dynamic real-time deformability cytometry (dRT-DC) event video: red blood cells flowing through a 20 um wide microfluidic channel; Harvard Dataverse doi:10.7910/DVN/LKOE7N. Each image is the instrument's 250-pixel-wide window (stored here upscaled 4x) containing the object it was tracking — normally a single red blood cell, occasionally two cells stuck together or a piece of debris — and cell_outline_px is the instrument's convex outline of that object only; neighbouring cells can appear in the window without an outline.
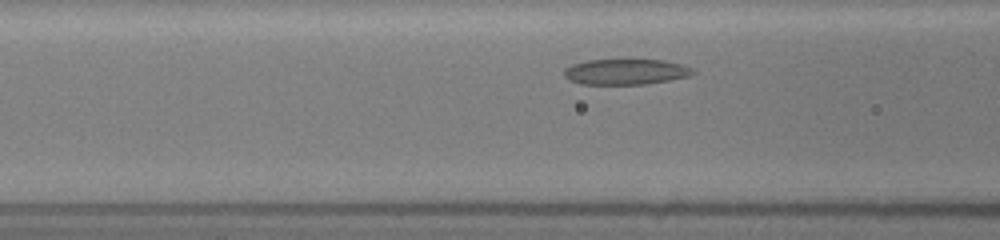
{"species": "common noctule bat (a hibernating species)", "species_latin": "Nyctalus noctula", "temperature_condition": "room temperature", "stored_images_in_passage": 22, "camera_frame_rate_fps": 3000, "um_per_image_px": 0.085, "animal": {"sex": "female", "body_mass_g": 19.5, "forearm_length_mm": 54.1}, "frame": {"image": 1, "passage_image": 4, "time_ms": 1.333, "image_size_px": [1000, 240], "cell_outline_px": [[696, 72], [688, 76], [668, 80], [644, 84], [580, 84], [568, 80], [564, 76], [564, 68], [572, 64], [588, 60], [664, 60], [684, 64], [692, 68]], "centroid_in_image_um": [53.17, 6.1], "position_along_channel_um": 113.4, "area_um2": 19.25}}
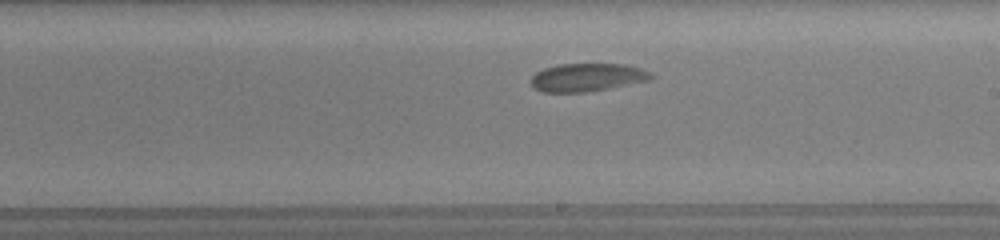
{"frame": {"image": 2, "passage_image": 13, "time_ms": 4.667, "image_size_px": [1000, 240], "cell_outline_px": [[656, 76], [648, 80], [608, 88], [584, 92], [544, 92], [532, 88], [528, 80], [536, 72], [544, 68], [556, 64], [624, 64], [640, 68]], "centroid_in_image_um": [49.83, 6.57], "position_along_channel_um": 239.2, "area_um2": 19.65}}
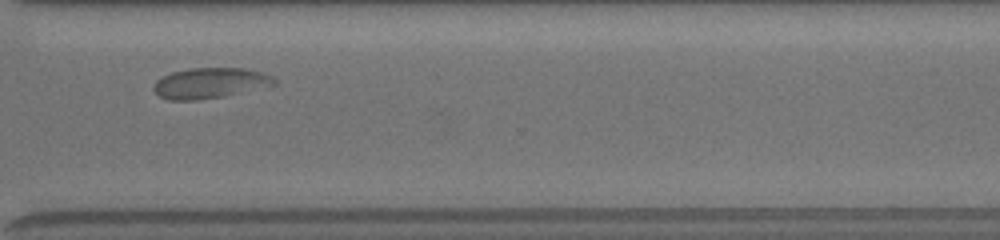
{"frame": {"image": 3, "passage_image": 21, "time_ms": 7.667, "image_size_px": [1000, 240], "cell_outline_px": [[276, 84], [224, 96], [196, 100], [168, 100], [160, 96], [152, 88], [156, 80], [172, 72], [188, 68], [244, 68], [260, 72], [272, 76], [276, 80]], "centroid_in_image_um": [17.82, 7.06], "position_along_channel_um": 352.8, "area_um2": 21.27}}